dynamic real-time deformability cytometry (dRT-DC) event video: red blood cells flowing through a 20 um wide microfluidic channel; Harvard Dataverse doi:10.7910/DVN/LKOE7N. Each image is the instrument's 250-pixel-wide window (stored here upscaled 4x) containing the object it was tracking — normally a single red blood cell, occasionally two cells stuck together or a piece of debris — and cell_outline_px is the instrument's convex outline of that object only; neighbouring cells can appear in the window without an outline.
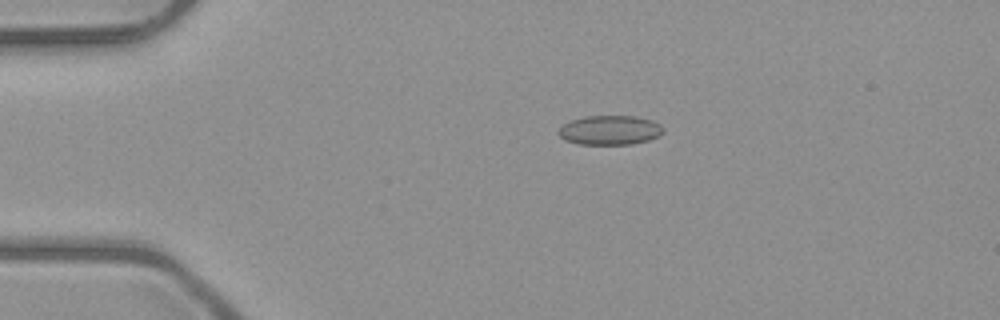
{"species": "common noctule bat (a hibernating species)", "species_latin": "Nyctalus noctula", "temperature_condition": "room temperature", "stored_images_in_passage": 52, "camera_frame_rate_fps": 3000, "um_per_image_px": 0.085, "animal": {"sex": "male", "body_mass_g": 23.1, "forearm_length_mm": 52.7}, "frame": {"image": 1, "passage_image": 11, "time_ms": 3.333, "image_size_px": [1000, 320], "cell_outline_px": [[664, 132], [660, 136], [648, 140], [632, 144], [580, 144], [564, 140], [556, 132], [564, 124], [572, 120], [584, 116], [636, 116], [652, 120], [660, 124], [664, 128]], "centroid_in_image_um": [51.86, 11.06], "position_along_channel_um": 33.1, "area_um2": 18.03}}
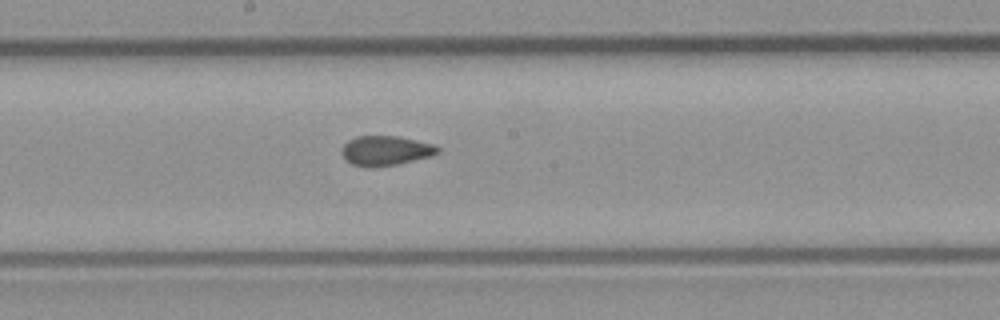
{"frame": {"image": 2, "passage_image": 28, "time_ms": 9.0, "image_size_px": [1000, 320], "cell_outline_px": [[440, 152], [432, 156], [400, 164], [372, 168], [352, 164], [344, 160], [340, 152], [340, 148], [348, 140], [356, 136], [396, 136], [432, 144], [440, 148]], "centroid_in_image_um": [32.74, 12.82], "position_along_channel_um": 215.5, "area_um2": 16.88}}
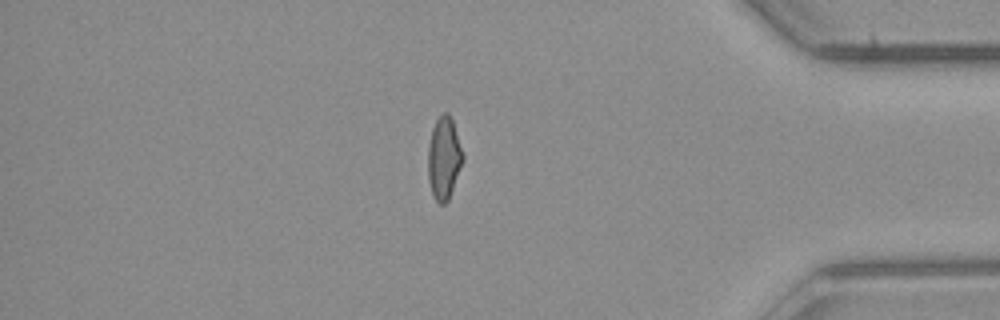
{"frame": {"image": 3, "passage_image": 44, "time_ms": 14.333, "image_size_px": [1000, 320], "cell_outline_px": [[464, 160], [448, 200], [444, 204], [440, 204], [432, 196], [428, 180], [428, 144], [432, 128], [436, 120], [444, 112], [448, 112], [452, 120], [464, 156]], "centroid_in_image_um": [37.72, 13.46], "position_along_channel_um": 397.5, "area_um2": 16.76}, "authors_computed_cell_mechanics": {"area_um2": 16.8776, "velocity_mm_per_s": 4.0442, "shape_relaxation_time_tau1_ms": null, "shape_relaxation_time_tau2_ms": 1.0316, "deformation_change_tau1": null, "deformation_change_tau2": 0.0686}}